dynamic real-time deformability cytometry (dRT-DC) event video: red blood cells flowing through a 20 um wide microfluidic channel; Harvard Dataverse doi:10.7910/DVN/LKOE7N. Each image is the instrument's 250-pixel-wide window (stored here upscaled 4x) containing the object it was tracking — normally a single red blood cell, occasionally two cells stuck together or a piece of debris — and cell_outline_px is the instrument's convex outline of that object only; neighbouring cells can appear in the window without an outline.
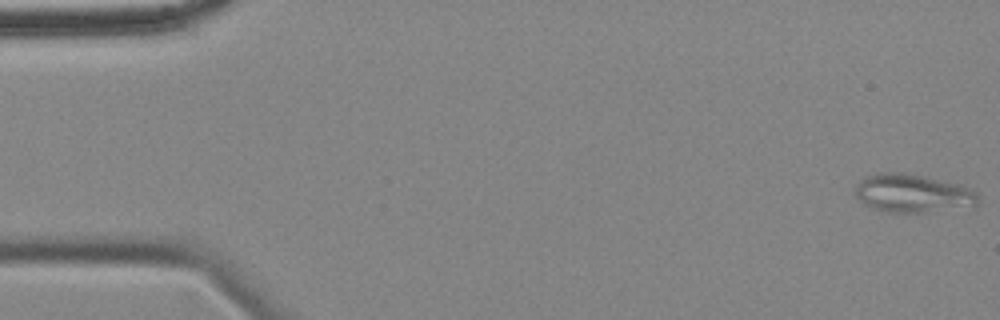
{"species": "common noctule bat (a hibernating species)", "species_latin": "Nyctalus noctula", "temperature_condition": "cold", "stored_images_in_passage": 57, "camera_frame_rate_fps": 3000, "um_per_image_px": 0.085, "animal": {"sex": "female", "body_mass_g": 18.4}, "frame": {"image": 1, "passage_image": 1, "time_ms": 0.0, "image_size_px": [1000, 320], "cell_outline_px": [[976, 204], [928, 212], [888, 212], [872, 208], [864, 204], [856, 196], [856, 184], [864, 176], [876, 172], [904, 172], [924, 176], [956, 184], [972, 192], [976, 196]], "centroid_in_image_um": [77.42, 16.41], "position_along_channel_um": 7.6, "area_um2": 26.76}}
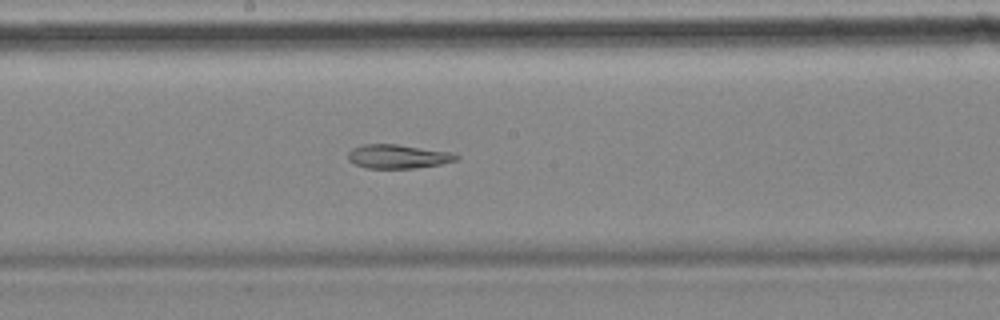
{"frame": {"image": 2, "passage_image": 30, "time_ms": 9.667, "image_size_px": [1000, 320], "cell_outline_px": [[460, 160], [440, 164], [416, 168], [368, 168], [356, 164], [348, 160], [348, 152], [352, 148], [364, 144], [396, 144], [456, 152], [460, 156]], "centroid_in_image_um": [33.91, 13.29], "position_along_channel_um": 214.3, "area_um2": 15.32}}
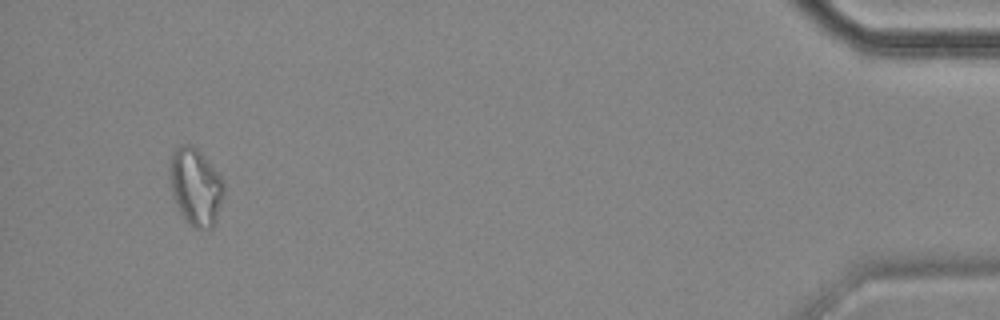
{"frame": {"image": 3, "passage_image": 54, "time_ms": 17.667, "image_size_px": [1000, 320], "cell_outline_px": [[224, 196], [212, 228], [192, 228], [180, 212], [172, 192], [172, 152], [180, 144], [192, 144], [204, 156], [224, 180]], "centroid_in_image_um": [16.67, 15.87], "position_along_channel_um": 418.5, "area_um2": 23.76}}